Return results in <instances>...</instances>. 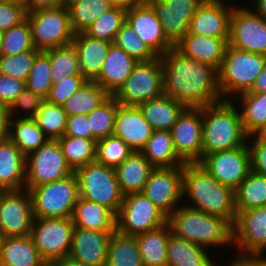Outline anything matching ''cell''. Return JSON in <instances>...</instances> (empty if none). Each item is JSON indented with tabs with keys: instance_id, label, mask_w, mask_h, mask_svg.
Returning a JSON list of instances; mask_svg holds the SVG:
<instances>
[{
	"instance_id": "obj_5",
	"label": "cell",
	"mask_w": 266,
	"mask_h": 266,
	"mask_svg": "<svg viewBox=\"0 0 266 266\" xmlns=\"http://www.w3.org/2000/svg\"><path fill=\"white\" fill-rule=\"evenodd\" d=\"M266 55L227 46L218 70V86L223 100H235L249 92L263 69Z\"/></svg>"
},
{
	"instance_id": "obj_44",
	"label": "cell",
	"mask_w": 266,
	"mask_h": 266,
	"mask_svg": "<svg viewBox=\"0 0 266 266\" xmlns=\"http://www.w3.org/2000/svg\"><path fill=\"white\" fill-rule=\"evenodd\" d=\"M119 104L113 96H110L98 108L87 114L92 131V139L97 141L113 135Z\"/></svg>"
},
{
	"instance_id": "obj_69",
	"label": "cell",
	"mask_w": 266,
	"mask_h": 266,
	"mask_svg": "<svg viewBox=\"0 0 266 266\" xmlns=\"http://www.w3.org/2000/svg\"><path fill=\"white\" fill-rule=\"evenodd\" d=\"M8 1H17V2H23V0H8Z\"/></svg>"
},
{
	"instance_id": "obj_31",
	"label": "cell",
	"mask_w": 266,
	"mask_h": 266,
	"mask_svg": "<svg viewBox=\"0 0 266 266\" xmlns=\"http://www.w3.org/2000/svg\"><path fill=\"white\" fill-rule=\"evenodd\" d=\"M71 218L75 227L94 231H116V215L110 209L80 196Z\"/></svg>"
},
{
	"instance_id": "obj_52",
	"label": "cell",
	"mask_w": 266,
	"mask_h": 266,
	"mask_svg": "<svg viewBox=\"0 0 266 266\" xmlns=\"http://www.w3.org/2000/svg\"><path fill=\"white\" fill-rule=\"evenodd\" d=\"M86 81L82 75H72L60 82L53 83L45 100L49 103L62 105Z\"/></svg>"
},
{
	"instance_id": "obj_61",
	"label": "cell",
	"mask_w": 266,
	"mask_h": 266,
	"mask_svg": "<svg viewBox=\"0 0 266 266\" xmlns=\"http://www.w3.org/2000/svg\"><path fill=\"white\" fill-rule=\"evenodd\" d=\"M112 7H119L130 10L132 7L141 4L144 0H107Z\"/></svg>"
},
{
	"instance_id": "obj_49",
	"label": "cell",
	"mask_w": 266,
	"mask_h": 266,
	"mask_svg": "<svg viewBox=\"0 0 266 266\" xmlns=\"http://www.w3.org/2000/svg\"><path fill=\"white\" fill-rule=\"evenodd\" d=\"M36 49L27 18L20 24L3 32L2 55H16L24 51Z\"/></svg>"
},
{
	"instance_id": "obj_37",
	"label": "cell",
	"mask_w": 266,
	"mask_h": 266,
	"mask_svg": "<svg viewBox=\"0 0 266 266\" xmlns=\"http://www.w3.org/2000/svg\"><path fill=\"white\" fill-rule=\"evenodd\" d=\"M234 195L236 212L266 206V176L251 170Z\"/></svg>"
},
{
	"instance_id": "obj_42",
	"label": "cell",
	"mask_w": 266,
	"mask_h": 266,
	"mask_svg": "<svg viewBox=\"0 0 266 266\" xmlns=\"http://www.w3.org/2000/svg\"><path fill=\"white\" fill-rule=\"evenodd\" d=\"M44 52L50 58L53 83L60 82L68 76L81 75L77 51L72 43Z\"/></svg>"
},
{
	"instance_id": "obj_50",
	"label": "cell",
	"mask_w": 266,
	"mask_h": 266,
	"mask_svg": "<svg viewBox=\"0 0 266 266\" xmlns=\"http://www.w3.org/2000/svg\"><path fill=\"white\" fill-rule=\"evenodd\" d=\"M41 51L32 49L16 55L0 56V74L27 81L36 56Z\"/></svg>"
},
{
	"instance_id": "obj_56",
	"label": "cell",
	"mask_w": 266,
	"mask_h": 266,
	"mask_svg": "<svg viewBox=\"0 0 266 266\" xmlns=\"http://www.w3.org/2000/svg\"><path fill=\"white\" fill-rule=\"evenodd\" d=\"M64 136L92 139V131L87 114H76L67 117Z\"/></svg>"
},
{
	"instance_id": "obj_54",
	"label": "cell",
	"mask_w": 266,
	"mask_h": 266,
	"mask_svg": "<svg viewBox=\"0 0 266 266\" xmlns=\"http://www.w3.org/2000/svg\"><path fill=\"white\" fill-rule=\"evenodd\" d=\"M247 144L251 154V170L266 176V136L261 133L249 135Z\"/></svg>"
},
{
	"instance_id": "obj_33",
	"label": "cell",
	"mask_w": 266,
	"mask_h": 266,
	"mask_svg": "<svg viewBox=\"0 0 266 266\" xmlns=\"http://www.w3.org/2000/svg\"><path fill=\"white\" fill-rule=\"evenodd\" d=\"M44 261L30 235L5 237L0 251V266H40Z\"/></svg>"
},
{
	"instance_id": "obj_55",
	"label": "cell",
	"mask_w": 266,
	"mask_h": 266,
	"mask_svg": "<svg viewBox=\"0 0 266 266\" xmlns=\"http://www.w3.org/2000/svg\"><path fill=\"white\" fill-rule=\"evenodd\" d=\"M25 88L23 80L0 74V104L9 108Z\"/></svg>"
},
{
	"instance_id": "obj_10",
	"label": "cell",
	"mask_w": 266,
	"mask_h": 266,
	"mask_svg": "<svg viewBox=\"0 0 266 266\" xmlns=\"http://www.w3.org/2000/svg\"><path fill=\"white\" fill-rule=\"evenodd\" d=\"M163 93V66L158 56L150 61H139L113 97L121 105L138 106Z\"/></svg>"
},
{
	"instance_id": "obj_41",
	"label": "cell",
	"mask_w": 266,
	"mask_h": 266,
	"mask_svg": "<svg viewBox=\"0 0 266 266\" xmlns=\"http://www.w3.org/2000/svg\"><path fill=\"white\" fill-rule=\"evenodd\" d=\"M112 6L107 0H77L68 6L70 23L74 33L84 32Z\"/></svg>"
},
{
	"instance_id": "obj_53",
	"label": "cell",
	"mask_w": 266,
	"mask_h": 266,
	"mask_svg": "<svg viewBox=\"0 0 266 266\" xmlns=\"http://www.w3.org/2000/svg\"><path fill=\"white\" fill-rule=\"evenodd\" d=\"M26 9L22 2L0 0V31L4 32L26 19Z\"/></svg>"
},
{
	"instance_id": "obj_25",
	"label": "cell",
	"mask_w": 266,
	"mask_h": 266,
	"mask_svg": "<svg viewBox=\"0 0 266 266\" xmlns=\"http://www.w3.org/2000/svg\"><path fill=\"white\" fill-rule=\"evenodd\" d=\"M79 61L81 75L94 81L100 74L111 42L88 36L85 32L76 33L72 41Z\"/></svg>"
},
{
	"instance_id": "obj_59",
	"label": "cell",
	"mask_w": 266,
	"mask_h": 266,
	"mask_svg": "<svg viewBox=\"0 0 266 266\" xmlns=\"http://www.w3.org/2000/svg\"><path fill=\"white\" fill-rule=\"evenodd\" d=\"M10 114L8 107L0 104V142L9 138Z\"/></svg>"
},
{
	"instance_id": "obj_18",
	"label": "cell",
	"mask_w": 266,
	"mask_h": 266,
	"mask_svg": "<svg viewBox=\"0 0 266 266\" xmlns=\"http://www.w3.org/2000/svg\"><path fill=\"white\" fill-rule=\"evenodd\" d=\"M170 132L176 154L184 163L202 160V107L186 108Z\"/></svg>"
},
{
	"instance_id": "obj_63",
	"label": "cell",
	"mask_w": 266,
	"mask_h": 266,
	"mask_svg": "<svg viewBox=\"0 0 266 266\" xmlns=\"http://www.w3.org/2000/svg\"><path fill=\"white\" fill-rule=\"evenodd\" d=\"M57 266H84L80 262L73 260L69 256L55 260Z\"/></svg>"
},
{
	"instance_id": "obj_26",
	"label": "cell",
	"mask_w": 266,
	"mask_h": 266,
	"mask_svg": "<svg viewBox=\"0 0 266 266\" xmlns=\"http://www.w3.org/2000/svg\"><path fill=\"white\" fill-rule=\"evenodd\" d=\"M138 61L111 44L99 76L94 80L113 96L126 81Z\"/></svg>"
},
{
	"instance_id": "obj_36",
	"label": "cell",
	"mask_w": 266,
	"mask_h": 266,
	"mask_svg": "<svg viewBox=\"0 0 266 266\" xmlns=\"http://www.w3.org/2000/svg\"><path fill=\"white\" fill-rule=\"evenodd\" d=\"M111 95L95 81L86 80L82 86L72 94L63 104L62 108L67 117L76 114H89L98 108Z\"/></svg>"
},
{
	"instance_id": "obj_24",
	"label": "cell",
	"mask_w": 266,
	"mask_h": 266,
	"mask_svg": "<svg viewBox=\"0 0 266 266\" xmlns=\"http://www.w3.org/2000/svg\"><path fill=\"white\" fill-rule=\"evenodd\" d=\"M229 38L187 33L174 47L184 56L219 70Z\"/></svg>"
},
{
	"instance_id": "obj_30",
	"label": "cell",
	"mask_w": 266,
	"mask_h": 266,
	"mask_svg": "<svg viewBox=\"0 0 266 266\" xmlns=\"http://www.w3.org/2000/svg\"><path fill=\"white\" fill-rule=\"evenodd\" d=\"M153 130L170 131L186 109L165 93L138 105Z\"/></svg>"
},
{
	"instance_id": "obj_19",
	"label": "cell",
	"mask_w": 266,
	"mask_h": 266,
	"mask_svg": "<svg viewBox=\"0 0 266 266\" xmlns=\"http://www.w3.org/2000/svg\"><path fill=\"white\" fill-rule=\"evenodd\" d=\"M155 9L167 40L175 46L189 31L191 18L204 0H147Z\"/></svg>"
},
{
	"instance_id": "obj_57",
	"label": "cell",
	"mask_w": 266,
	"mask_h": 266,
	"mask_svg": "<svg viewBox=\"0 0 266 266\" xmlns=\"http://www.w3.org/2000/svg\"><path fill=\"white\" fill-rule=\"evenodd\" d=\"M235 257H232L227 266H266V253L235 255Z\"/></svg>"
},
{
	"instance_id": "obj_11",
	"label": "cell",
	"mask_w": 266,
	"mask_h": 266,
	"mask_svg": "<svg viewBox=\"0 0 266 266\" xmlns=\"http://www.w3.org/2000/svg\"><path fill=\"white\" fill-rule=\"evenodd\" d=\"M75 225L72 218H35L30 237L47 261L68 256Z\"/></svg>"
},
{
	"instance_id": "obj_21",
	"label": "cell",
	"mask_w": 266,
	"mask_h": 266,
	"mask_svg": "<svg viewBox=\"0 0 266 266\" xmlns=\"http://www.w3.org/2000/svg\"><path fill=\"white\" fill-rule=\"evenodd\" d=\"M126 21L157 56L174 47L165 37L157 13L147 0L127 10Z\"/></svg>"
},
{
	"instance_id": "obj_2",
	"label": "cell",
	"mask_w": 266,
	"mask_h": 266,
	"mask_svg": "<svg viewBox=\"0 0 266 266\" xmlns=\"http://www.w3.org/2000/svg\"><path fill=\"white\" fill-rule=\"evenodd\" d=\"M182 190L183 205L207 214L219 215L232 225L235 222L237 212L234 190L222 185L199 163L183 165Z\"/></svg>"
},
{
	"instance_id": "obj_62",
	"label": "cell",
	"mask_w": 266,
	"mask_h": 266,
	"mask_svg": "<svg viewBox=\"0 0 266 266\" xmlns=\"http://www.w3.org/2000/svg\"><path fill=\"white\" fill-rule=\"evenodd\" d=\"M250 7L255 13H257L261 18L266 20V0H248ZM251 1V2H250Z\"/></svg>"
},
{
	"instance_id": "obj_32",
	"label": "cell",
	"mask_w": 266,
	"mask_h": 266,
	"mask_svg": "<svg viewBox=\"0 0 266 266\" xmlns=\"http://www.w3.org/2000/svg\"><path fill=\"white\" fill-rule=\"evenodd\" d=\"M171 233L167 223L135 236L144 266H167L168 237Z\"/></svg>"
},
{
	"instance_id": "obj_48",
	"label": "cell",
	"mask_w": 266,
	"mask_h": 266,
	"mask_svg": "<svg viewBox=\"0 0 266 266\" xmlns=\"http://www.w3.org/2000/svg\"><path fill=\"white\" fill-rule=\"evenodd\" d=\"M50 69V58L41 51L34 60L26 81V88L45 99L53 85Z\"/></svg>"
},
{
	"instance_id": "obj_3",
	"label": "cell",
	"mask_w": 266,
	"mask_h": 266,
	"mask_svg": "<svg viewBox=\"0 0 266 266\" xmlns=\"http://www.w3.org/2000/svg\"><path fill=\"white\" fill-rule=\"evenodd\" d=\"M248 136L233 100L202 107V158L214 152L242 147L248 143Z\"/></svg>"
},
{
	"instance_id": "obj_66",
	"label": "cell",
	"mask_w": 266,
	"mask_h": 266,
	"mask_svg": "<svg viewBox=\"0 0 266 266\" xmlns=\"http://www.w3.org/2000/svg\"><path fill=\"white\" fill-rule=\"evenodd\" d=\"M5 239V236L2 234V232L0 231V251H1V248H2V245H3V241Z\"/></svg>"
},
{
	"instance_id": "obj_35",
	"label": "cell",
	"mask_w": 266,
	"mask_h": 266,
	"mask_svg": "<svg viewBox=\"0 0 266 266\" xmlns=\"http://www.w3.org/2000/svg\"><path fill=\"white\" fill-rule=\"evenodd\" d=\"M233 101L239 108L245 132L248 135L262 133L266 128V92H246Z\"/></svg>"
},
{
	"instance_id": "obj_28",
	"label": "cell",
	"mask_w": 266,
	"mask_h": 266,
	"mask_svg": "<svg viewBox=\"0 0 266 266\" xmlns=\"http://www.w3.org/2000/svg\"><path fill=\"white\" fill-rule=\"evenodd\" d=\"M155 167L141 151H133L115 168L120 189L124 195L142 192Z\"/></svg>"
},
{
	"instance_id": "obj_47",
	"label": "cell",
	"mask_w": 266,
	"mask_h": 266,
	"mask_svg": "<svg viewBox=\"0 0 266 266\" xmlns=\"http://www.w3.org/2000/svg\"><path fill=\"white\" fill-rule=\"evenodd\" d=\"M133 150L121 138L114 135L96 141L95 161L116 168Z\"/></svg>"
},
{
	"instance_id": "obj_6",
	"label": "cell",
	"mask_w": 266,
	"mask_h": 266,
	"mask_svg": "<svg viewBox=\"0 0 266 266\" xmlns=\"http://www.w3.org/2000/svg\"><path fill=\"white\" fill-rule=\"evenodd\" d=\"M25 189H28L31 195L35 218L72 217L79 198L75 172L63 179Z\"/></svg>"
},
{
	"instance_id": "obj_68",
	"label": "cell",
	"mask_w": 266,
	"mask_h": 266,
	"mask_svg": "<svg viewBox=\"0 0 266 266\" xmlns=\"http://www.w3.org/2000/svg\"><path fill=\"white\" fill-rule=\"evenodd\" d=\"M261 134L264 135V136H266V128H265V130Z\"/></svg>"
},
{
	"instance_id": "obj_16",
	"label": "cell",
	"mask_w": 266,
	"mask_h": 266,
	"mask_svg": "<svg viewBox=\"0 0 266 266\" xmlns=\"http://www.w3.org/2000/svg\"><path fill=\"white\" fill-rule=\"evenodd\" d=\"M183 166L155 168L142 193L167 216L183 204Z\"/></svg>"
},
{
	"instance_id": "obj_9",
	"label": "cell",
	"mask_w": 266,
	"mask_h": 266,
	"mask_svg": "<svg viewBox=\"0 0 266 266\" xmlns=\"http://www.w3.org/2000/svg\"><path fill=\"white\" fill-rule=\"evenodd\" d=\"M168 216L142 192L124 195L116 215V231L136 236L167 224Z\"/></svg>"
},
{
	"instance_id": "obj_7",
	"label": "cell",
	"mask_w": 266,
	"mask_h": 266,
	"mask_svg": "<svg viewBox=\"0 0 266 266\" xmlns=\"http://www.w3.org/2000/svg\"><path fill=\"white\" fill-rule=\"evenodd\" d=\"M75 174L80 197L104 205L117 215L124 194L120 189L115 168L93 161L78 168Z\"/></svg>"
},
{
	"instance_id": "obj_20",
	"label": "cell",
	"mask_w": 266,
	"mask_h": 266,
	"mask_svg": "<svg viewBox=\"0 0 266 266\" xmlns=\"http://www.w3.org/2000/svg\"><path fill=\"white\" fill-rule=\"evenodd\" d=\"M236 1L204 0L191 18L188 33L229 38L230 17Z\"/></svg>"
},
{
	"instance_id": "obj_64",
	"label": "cell",
	"mask_w": 266,
	"mask_h": 266,
	"mask_svg": "<svg viewBox=\"0 0 266 266\" xmlns=\"http://www.w3.org/2000/svg\"><path fill=\"white\" fill-rule=\"evenodd\" d=\"M77 0H61V6L68 7Z\"/></svg>"
},
{
	"instance_id": "obj_46",
	"label": "cell",
	"mask_w": 266,
	"mask_h": 266,
	"mask_svg": "<svg viewBox=\"0 0 266 266\" xmlns=\"http://www.w3.org/2000/svg\"><path fill=\"white\" fill-rule=\"evenodd\" d=\"M113 44L123 49L129 56L139 61H150L158 57L125 21L117 32Z\"/></svg>"
},
{
	"instance_id": "obj_12",
	"label": "cell",
	"mask_w": 266,
	"mask_h": 266,
	"mask_svg": "<svg viewBox=\"0 0 266 266\" xmlns=\"http://www.w3.org/2000/svg\"><path fill=\"white\" fill-rule=\"evenodd\" d=\"M72 173L58 140L48 139L36 151L26 156L25 188L63 179Z\"/></svg>"
},
{
	"instance_id": "obj_17",
	"label": "cell",
	"mask_w": 266,
	"mask_h": 266,
	"mask_svg": "<svg viewBox=\"0 0 266 266\" xmlns=\"http://www.w3.org/2000/svg\"><path fill=\"white\" fill-rule=\"evenodd\" d=\"M232 228L233 254L266 253V206L237 212Z\"/></svg>"
},
{
	"instance_id": "obj_14",
	"label": "cell",
	"mask_w": 266,
	"mask_h": 266,
	"mask_svg": "<svg viewBox=\"0 0 266 266\" xmlns=\"http://www.w3.org/2000/svg\"><path fill=\"white\" fill-rule=\"evenodd\" d=\"M34 219L28 189L0 190V231L5 237L30 235Z\"/></svg>"
},
{
	"instance_id": "obj_39",
	"label": "cell",
	"mask_w": 266,
	"mask_h": 266,
	"mask_svg": "<svg viewBox=\"0 0 266 266\" xmlns=\"http://www.w3.org/2000/svg\"><path fill=\"white\" fill-rule=\"evenodd\" d=\"M106 266H144L135 236L112 234Z\"/></svg>"
},
{
	"instance_id": "obj_27",
	"label": "cell",
	"mask_w": 266,
	"mask_h": 266,
	"mask_svg": "<svg viewBox=\"0 0 266 266\" xmlns=\"http://www.w3.org/2000/svg\"><path fill=\"white\" fill-rule=\"evenodd\" d=\"M26 184V156L9 138L0 142V190H22Z\"/></svg>"
},
{
	"instance_id": "obj_1",
	"label": "cell",
	"mask_w": 266,
	"mask_h": 266,
	"mask_svg": "<svg viewBox=\"0 0 266 266\" xmlns=\"http://www.w3.org/2000/svg\"><path fill=\"white\" fill-rule=\"evenodd\" d=\"M163 92L186 108H201L222 101L218 71L184 56L175 47L161 56Z\"/></svg>"
},
{
	"instance_id": "obj_15",
	"label": "cell",
	"mask_w": 266,
	"mask_h": 266,
	"mask_svg": "<svg viewBox=\"0 0 266 266\" xmlns=\"http://www.w3.org/2000/svg\"><path fill=\"white\" fill-rule=\"evenodd\" d=\"M222 185L235 190L251 171L248 144L242 147L205 155L199 162Z\"/></svg>"
},
{
	"instance_id": "obj_23",
	"label": "cell",
	"mask_w": 266,
	"mask_h": 266,
	"mask_svg": "<svg viewBox=\"0 0 266 266\" xmlns=\"http://www.w3.org/2000/svg\"><path fill=\"white\" fill-rule=\"evenodd\" d=\"M153 131L138 106L118 105L113 135L121 138L133 151H141Z\"/></svg>"
},
{
	"instance_id": "obj_58",
	"label": "cell",
	"mask_w": 266,
	"mask_h": 266,
	"mask_svg": "<svg viewBox=\"0 0 266 266\" xmlns=\"http://www.w3.org/2000/svg\"><path fill=\"white\" fill-rule=\"evenodd\" d=\"M26 12L38 9L61 7V0H23Z\"/></svg>"
},
{
	"instance_id": "obj_29",
	"label": "cell",
	"mask_w": 266,
	"mask_h": 266,
	"mask_svg": "<svg viewBox=\"0 0 266 266\" xmlns=\"http://www.w3.org/2000/svg\"><path fill=\"white\" fill-rule=\"evenodd\" d=\"M207 248L175 236L168 237L167 266H223Z\"/></svg>"
},
{
	"instance_id": "obj_60",
	"label": "cell",
	"mask_w": 266,
	"mask_h": 266,
	"mask_svg": "<svg viewBox=\"0 0 266 266\" xmlns=\"http://www.w3.org/2000/svg\"><path fill=\"white\" fill-rule=\"evenodd\" d=\"M249 92H254V93H265L266 92V61L264 63L262 71L257 76Z\"/></svg>"
},
{
	"instance_id": "obj_43",
	"label": "cell",
	"mask_w": 266,
	"mask_h": 266,
	"mask_svg": "<svg viewBox=\"0 0 266 266\" xmlns=\"http://www.w3.org/2000/svg\"><path fill=\"white\" fill-rule=\"evenodd\" d=\"M34 120L48 139L58 140L64 136L67 115L62 105L44 100L34 116Z\"/></svg>"
},
{
	"instance_id": "obj_13",
	"label": "cell",
	"mask_w": 266,
	"mask_h": 266,
	"mask_svg": "<svg viewBox=\"0 0 266 266\" xmlns=\"http://www.w3.org/2000/svg\"><path fill=\"white\" fill-rule=\"evenodd\" d=\"M228 45L243 51L266 55V20L249 6L234 4Z\"/></svg>"
},
{
	"instance_id": "obj_34",
	"label": "cell",
	"mask_w": 266,
	"mask_h": 266,
	"mask_svg": "<svg viewBox=\"0 0 266 266\" xmlns=\"http://www.w3.org/2000/svg\"><path fill=\"white\" fill-rule=\"evenodd\" d=\"M141 152L155 168H173L185 164L176 154L170 131L154 130Z\"/></svg>"
},
{
	"instance_id": "obj_22",
	"label": "cell",
	"mask_w": 266,
	"mask_h": 266,
	"mask_svg": "<svg viewBox=\"0 0 266 266\" xmlns=\"http://www.w3.org/2000/svg\"><path fill=\"white\" fill-rule=\"evenodd\" d=\"M114 232L74 227L68 256L84 266H106L109 242Z\"/></svg>"
},
{
	"instance_id": "obj_40",
	"label": "cell",
	"mask_w": 266,
	"mask_h": 266,
	"mask_svg": "<svg viewBox=\"0 0 266 266\" xmlns=\"http://www.w3.org/2000/svg\"><path fill=\"white\" fill-rule=\"evenodd\" d=\"M68 166L75 172L96 158V141L94 139L63 136L58 139Z\"/></svg>"
},
{
	"instance_id": "obj_65",
	"label": "cell",
	"mask_w": 266,
	"mask_h": 266,
	"mask_svg": "<svg viewBox=\"0 0 266 266\" xmlns=\"http://www.w3.org/2000/svg\"><path fill=\"white\" fill-rule=\"evenodd\" d=\"M40 266H57L56 261L45 260Z\"/></svg>"
},
{
	"instance_id": "obj_38",
	"label": "cell",
	"mask_w": 266,
	"mask_h": 266,
	"mask_svg": "<svg viewBox=\"0 0 266 266\" xmlns=\"http://www.w3.org/2000/svg\"><path fill=\"white\" fill-rule=\"evenodd\" d=\"M9 139L25 156L36 151L48 140L34 118H10Z\"/></svg>"
},
{
	"instance_id": "obj_67",
	"label": "cell",
	"mask_w": 266,
	"mask_h": 266,
	"mask_svg": "<svg viewBox=\"0 0 266 266\" xmlns=\"http://www.w3.org/2000/svg\"><path fill=\"white\" fill-rule=\"evenodd\" d=\"M2 36H3V32L0 31V56L2 55V53H1V48H2Z\"/></svg>"
},
{
	"instance_id": "obj_51",
	"label": "cell",
	"mask_w": 266,
	"mask_h": 266,
	"mask_svg": "<svg viewBox=\"0 0 266 266\" xmlns=\"http://www.w3.org/2000/svg\"><path fill=\"white\" fill-rule=\"evenodd\" d=\"M45 99L25 88L8 108L10 118H34Z\"/></svg>"
},
{
	"instance_id": "obj_45",
	"label": "cell",
	"mask_w": 266,
	"mask_h": 266,
	"mask_svg": "<svg viewBox=\"0 0 266 266\" xmlns=\"http://www.w3.org/2000/svg\"><path fill=\"white\" fill-rule=\"evenodd\" d=\"M126 21V10L111 7L84 32L91 37L113 43L117 32Z\"/></svg>"
},
{
	"instance_id": "obj_4",
	"label": "cell",
	"mask_w": 266,
	"mask_h": 266,
	"mask_svg": "<svg viewBox=\"0 0 266 266\" xmlns=\"http://www.w3.org/2000/svg\"><path fill=\"white\" fill-rule=\"evenodd\" d=\"M167 223L175 236L212 250L211 253L213 248L233 247L232 224L219 215L207 214L182 204L168 216Z\"/></svg>"
},
{
	"instance_id": "obj_8",
	"label": "cell",
	"mask_w": 266,
	"mask_h": 266,
	"mask_svg": "<svg viewBox=\"0 0 266 266\" xmlns=\"http://www.w3.org/2000/svg\"><path fill=\"white\" fill-rule=\"evenodd\" d=\"M34 47L39 51L69 45L74 39L67 7L38 9L28 12Z\"/></svg>"
}]
</instances>
